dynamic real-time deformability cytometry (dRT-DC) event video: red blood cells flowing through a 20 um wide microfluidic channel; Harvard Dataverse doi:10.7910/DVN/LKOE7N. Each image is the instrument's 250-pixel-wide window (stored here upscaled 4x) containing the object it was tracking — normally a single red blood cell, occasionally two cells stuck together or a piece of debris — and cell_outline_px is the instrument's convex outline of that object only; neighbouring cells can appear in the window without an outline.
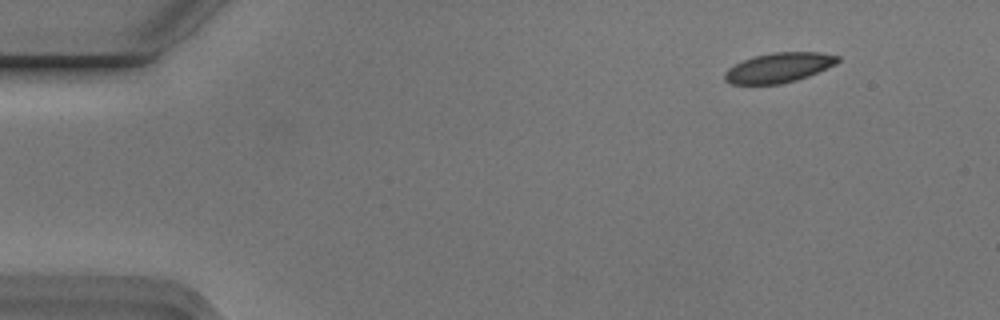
{"species": "Egyptian fruit bat (a non-hibernating species)", "species_latin": "Rousettus aegyptiacus", "temperature_condition": "cold", "stored_images_in_passage": 4, "camera_frame_rate_fps": 3000, "um_per_image_px": 0.085, "animal": {"sex": "male"}, "frame": {"image": 1, "passage_image": 1, "time_ms": 0.0, "image_size_px": [1000, 320], "cell_outline_px": [[840, 60], [836, 64], [828, 68], [808, 76], [796, 80], [780, 84], [732, 84], [724, 80], [724, 72], [728, 68], [752, 56], [772, 52], [820, 52], [840, 56]], "centroid_in_image_um": [66.21, 5.74], "position_along_channel_um": 18.8, "area_um2": 19.71}}